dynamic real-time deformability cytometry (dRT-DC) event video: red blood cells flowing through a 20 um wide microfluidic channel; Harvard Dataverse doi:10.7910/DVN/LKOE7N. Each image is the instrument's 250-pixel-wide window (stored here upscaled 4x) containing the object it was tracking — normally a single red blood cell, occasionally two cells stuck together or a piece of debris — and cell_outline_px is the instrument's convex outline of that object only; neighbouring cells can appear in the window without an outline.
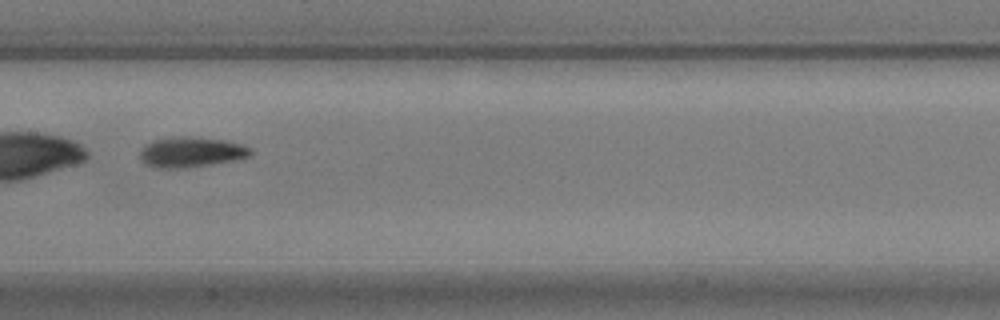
{"species": "common noctule bat (a hibernating species)", "species_latin": "Nyctalus noctula", "temperature_condition": "warm", "stored_images_in_passage": 52, "camera_frame_rate_fps": 3000, "um_per_image_px": 0.085, "animal": {"sex": "male", "body_mass_g": 17.9}, "frame": {"image": 1, "passage_image": 25, "time_ms": 8.0, "image_size_px": [1000, 320], "cell_outline_px": [[252, 156], [236, 160], [184, 168], [156, 168], [144, 164], [140, 160], [140, 152], [144, 144], [152, 140], [172, 136], [192, 136], [228, 140], [252, 148]], "centroid_in_image_um": [16.23, 12.91], "position_along_channel_um": 191.2, "area_um2": 20.0}}
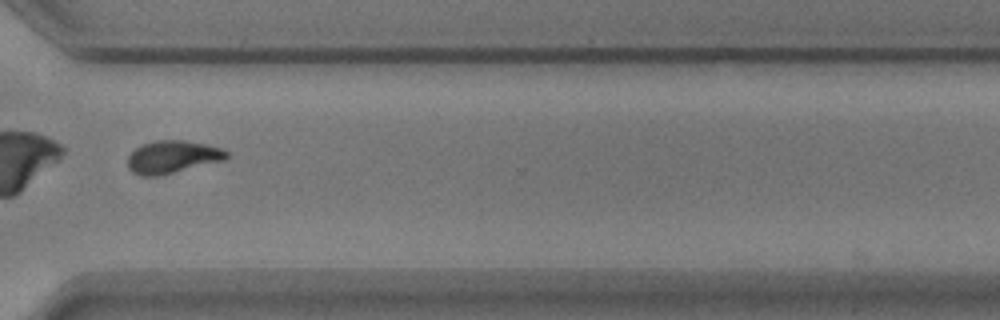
{"frame": {"image": 2, "passage_image": 39, "time_ms": 12.667, "image_size_px": [1000, 320], "cell_outline_px": [[228, 156], [224, 160], [160, 176], [140, 176], [132, 172], [128, 168], [128, 156], [140, 144], [156, 140], [184, 140], [208, 144], [220, 148], [228, 152]], "centroid_in_image_um": [14.64, 13.34], "position_along_channel_um": 356.0, "area_um2": 18.96}, "authors_computed_cell_mechanics": {"area_um2": 19.4497, "velocity_mm_per_s": 3.5461, "shape_relaxation_time_tau1_ms": 3.575, "shape_relaxation_time_tau2_ms": 2.3792, "deformation_change_tau1": 0.1641, "deformation_change_tau2": 0.078}}